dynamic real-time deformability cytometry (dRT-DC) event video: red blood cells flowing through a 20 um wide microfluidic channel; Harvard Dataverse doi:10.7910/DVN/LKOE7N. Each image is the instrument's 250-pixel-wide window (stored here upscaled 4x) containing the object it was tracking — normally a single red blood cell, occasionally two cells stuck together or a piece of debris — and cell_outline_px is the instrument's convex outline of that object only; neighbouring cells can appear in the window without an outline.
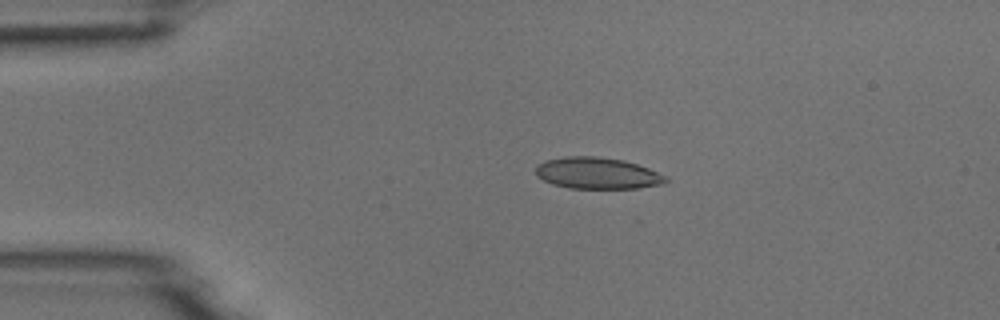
{"species": "common noctule bat (a hibernating species)", "species_latin": "Nyctalus noctula", "temperature_condition": "room temperature", "stored_images_in_passage": 7, "camera_frame_rate_fps": 3000, "um_per_image_px": 0.085, "animal": {"sex": "male", "body_mass_g": 18.8}, "frame": {"image": 1, "passage_image": 4, "time_ms": 3.333, "image_size_px": [1000, 320], "cell_outline_px": [[668, 180], [664, 184], [636, 188], [568, 188], [552, 184], [536, 176], [536, 164], [544, 160], [564, 156], [596, 156], [624, 160], [648, 168], [668, 176]], "centroid_in_image_um": [50.76, 14.71], "position_along_channel_um": 34.2, "area_um2": 24.04}}
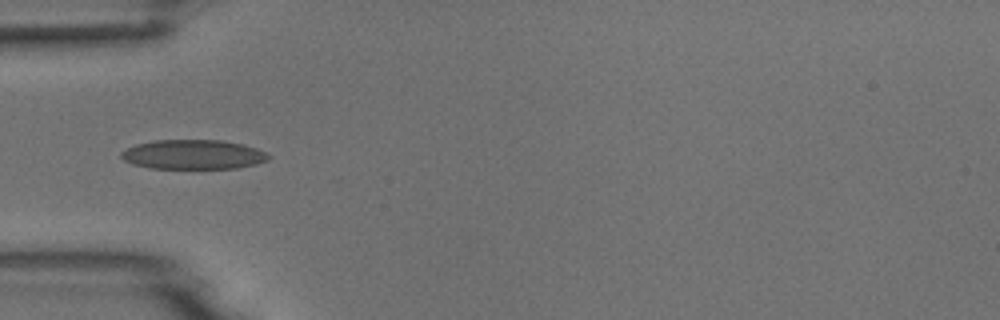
{"frame": {"image": 2, "passage_image": 5, "time_ms": 5.333, "image_size_px": [1000, 320], "cell_outline_px": [[272, 156], [268, 160], [256, 164], [236, 168], [148, 168], [132, 164], [124, 160], [120, 156], [120, 152], [136, 144], [156, 140], [220, 140], [244, 144], [256, 148]], "centroid_in_image_um": [16.42, 13.13], "position_along_channel_um": 68.6, "area_um2": 25.32}}